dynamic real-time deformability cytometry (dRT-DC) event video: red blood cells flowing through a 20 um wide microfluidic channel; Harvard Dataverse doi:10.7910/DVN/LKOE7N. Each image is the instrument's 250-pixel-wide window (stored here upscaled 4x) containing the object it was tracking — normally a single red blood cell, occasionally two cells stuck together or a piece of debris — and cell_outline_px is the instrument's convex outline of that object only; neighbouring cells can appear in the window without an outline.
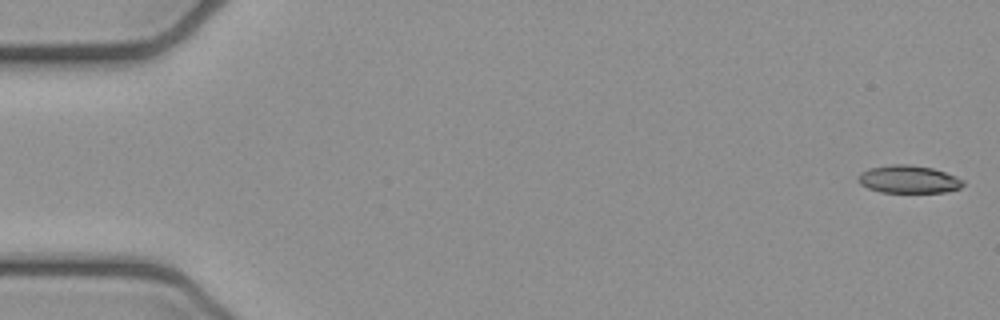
{"species": "common noctule bat (a hibernating species)", "species_latin": "Nyctalus noctula", "temperature_condition": "cold", "stored_images_in_passage": 52, "camera_frame_rate_fps": 3000, "um_per_image_px": 0.085, "animal": {"sex": "female", "body_mass_g": 21.9}, "frame": {"image": 1, "passage_image": 1, "time_ms": 0.0, "image_size_px": [1000, 320], "cell_outline_px": [[964, 184], [960, 188], [944, 192], [880, 192], [868, 188], [860, 184], [856, 180], [856, 176], [860, 172], [868, 168], [892, 164], [908, 164], [932, 168], [956, 176], [964, 180]], "centroid_in_image_um": [77.18, 15.23], "position_along_channel_um": 7.8, "area_um2": 17.11}}
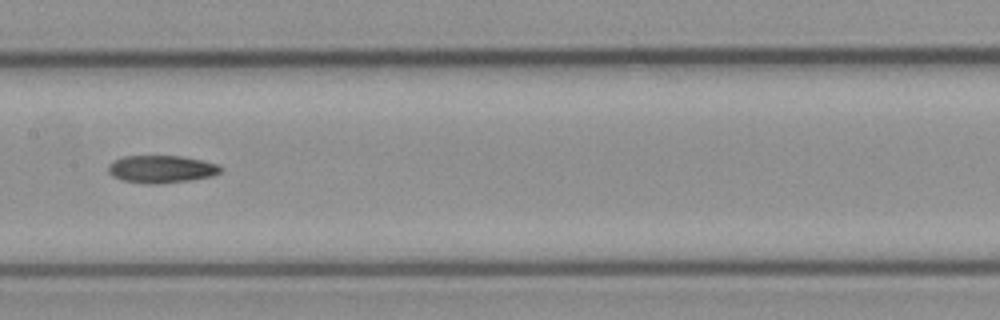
{"frame": {"image": 2, "passage_image": 26, "time_ms": 8.333, "image_size_px": [1000, 320], "cell_outline_px": [[224, 168], [220, 172], [212, 176], [188, 180], [160, 184], [144, 184], [120, 180], [112, 176], [108, 172], [108, 164], [124, 156], [180, 156], [220, 164]], "centroid_in_image_um": [13.71, 14.38], "position_along_channel_um": 193.7, "area_um2": 18.15}}
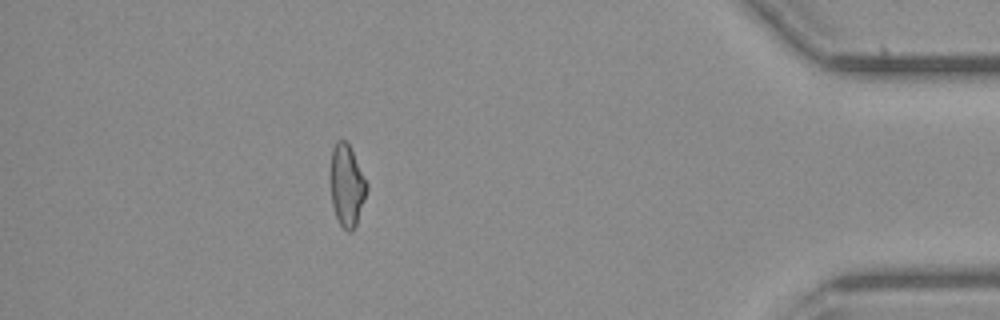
{"frame": {"image": 3, "passage_image": 46, "time_ms": 15.0, "image_size_px": [1000, 320], "cell_outline_px": [[368, 188], [356, 224], [352, 232], [348, 232], [340, 224], [336, 216], [332, 204], [328, 180], [328, 176], [332, 148], [336, 140], [344, 140], [348, 144], [368, 184]], "centroid_in_image_um": [29.43, 15.75], "position_along_channel_um": 405.8, "area_um2": 17.57}, "authors_computed_cell_mechanics": {"area_um2": 18.0047, "velocity_mm_per_s": 3.9503, "shape_relaxation_time_tau1_ms": 8.9519, "shape_relaxation_time_tau2_ms": null, "deformation_change_tau1": 0.2151, "deformation_change_tau2": null}}